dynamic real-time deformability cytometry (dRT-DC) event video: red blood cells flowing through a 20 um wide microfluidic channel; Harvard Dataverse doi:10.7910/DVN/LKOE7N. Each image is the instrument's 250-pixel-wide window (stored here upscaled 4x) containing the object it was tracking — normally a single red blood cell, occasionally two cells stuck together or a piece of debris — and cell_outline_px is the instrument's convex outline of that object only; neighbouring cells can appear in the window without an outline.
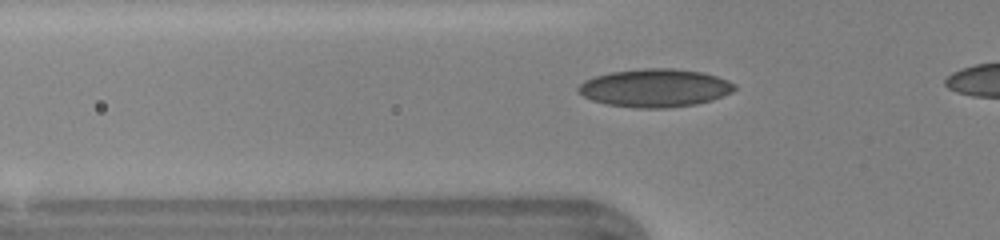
{"species": "human", "species_latin": "Homo sapiens", "temperature_condition": "warm", "stored_images_in_passage": 32, "camera_frame_rate_fps": 3000, "um_per_image_px": 0.085, "donor": {"sex": "female"}, "frame": {"image": 1, "passage_image": 7, "time_ms": 2.0, "image_size_px": [1000, 240], "cell_outline_px": [[736, 88], [732, 92], [712, 100], [696, 104], [668, 108], [636, 108], [608, 104], [592, 100], [584, 96], [576, 88], [584, 80], [596, 76], [612, 72], [644, 68], [672, 68], [700, 72], [716, 76], [728, 80], [736, 84]], "centroid_in_image_um": [55.69, 7.48], "position_along_channel_um": 70.1, "area_um2": 34.56}}
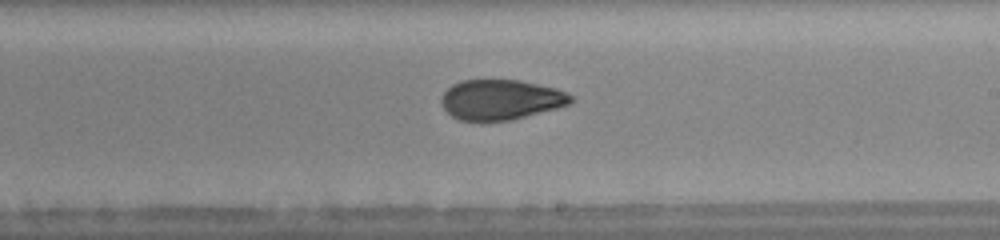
{"frame": {"image": 2, "passage_image": 19, "time_ms": 6.0, "image_size_px": [1000, 240], "cell_outline_px": [[572, 100], [568, 104], [556, 108], [512, 120], [480, 124], [460, 120], [452, 116], [440, 104], [440, 100], [444, 92], [452, 84], [464, 80], [520, 80], [556, 88], [572, 96]], "centroid_in_image_um": [42.51, 8.51], "position_along_channel_um": 246.5, "area_um2": 30.75}}
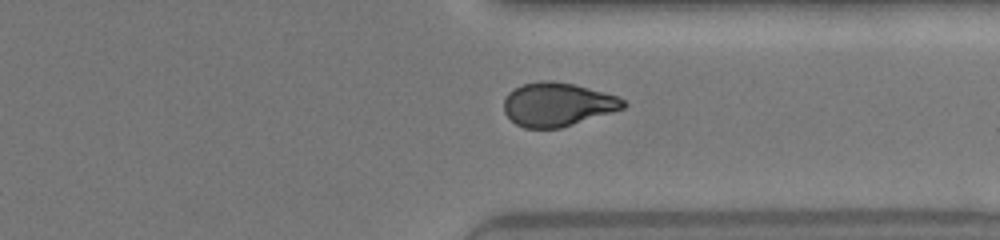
{"frame": {"image": 3, "passage_image": 27, "time_ms": 8.667, "image_size_px": [1000, 240], "cell_outline_px": [[628, 104], [624, 108], [560, 128], [524, 128], [516, 124], [504, 112], [504, 100], [508, 92], [524, 84], [544, 80], [552, 80], [576, 84], [616, 96], [624, 100]], "centroid_in_image_um": [47.38, 8.87], "position_along_channel_um": 364.0, "area_um2": 30.17}}